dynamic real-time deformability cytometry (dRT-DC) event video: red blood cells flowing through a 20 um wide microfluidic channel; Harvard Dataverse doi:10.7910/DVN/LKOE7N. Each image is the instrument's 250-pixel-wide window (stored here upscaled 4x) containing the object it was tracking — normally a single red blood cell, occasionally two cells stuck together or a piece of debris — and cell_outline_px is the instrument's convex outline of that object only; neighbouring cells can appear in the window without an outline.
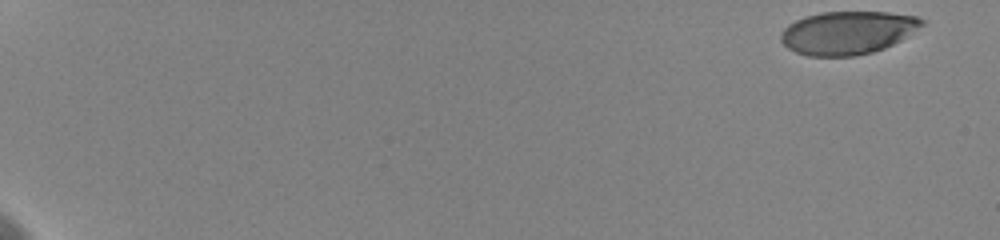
{"species": "human", "species_latin": "Homo sapiens", "temperature_condition": "cold", "stored_images_in_passage": 42, "camera_frame_rate_fps": 3000, "um_per_image_px": 0.085, "donor": {"sex": "female"}, "frame": {"image": 1, "passage_image": 1, "time_ms": 0.0, "image_size_px": [1000, 240], "cell_outline_px": [[924, 24], [900, 40], [884, 48], [872, 52], [852, 56], [808, 56], [796, 52], [788, 48], [780, 40], [780, 32], [788, 24], [804, 16], [820, 12], [888, 12], [916, 16], [924, 20]], "centroid_in_image_um": [72.01, 2.77], "position_along_channel_um": 13.0, "area_um2": 35.37}}
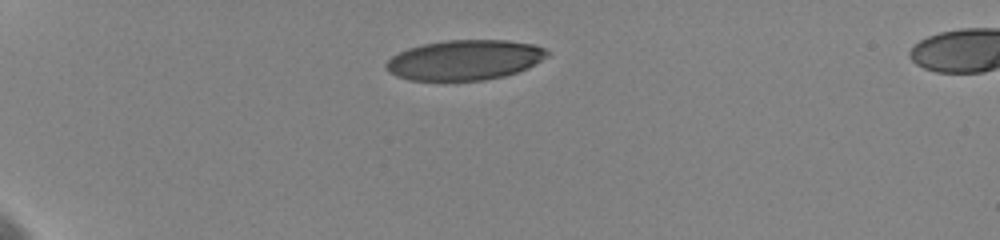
{"frame": {"image": 2, "passage_image": 16, "time_ms": 5.0, "image_size_px": [1000, 240], "cell_outline_px": [[552, 52], [548, 56], [528, 68], [504, 76], [484, 80], [408, 80], [396, 76], [388, 72], [384, 68], [384, 64], [392, 56], [408, 48], [424, 44], [448, 40], [508, 40], [532, 44], [544, 48]], "centroid_in_image_um": [39.49, 5.1], "position_along_channel_um": 45.5, "area_um2": 37.69}}
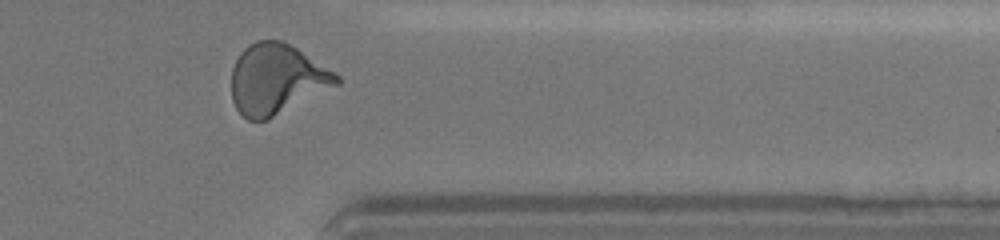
{"frame": {"image": 3, "passage_image": 41, "time_ms": 16.0, "image_size_px": [1000, 240], "cell_outline_px": [[340, 84], [268, 120], [248, 120], [236, 108], [232, 100], [232, 68], [240, 52], [248, 44], [256, 40], [280, 40], [296, 48], [336, 72], [340, 76]], "centroid_in_image_um": [23.52, 6.73], "position_along_channel_um": 387.9, "area_um2": 43.12}, "authors_computed_cell_mechanics": {"area_um2": 39.9109, "velocity_mm_per_s": 3.6067, "shape_relaxation_time_tau1_ms": 4.3799, "shape_relaxation_time_tau2_ms": 0.7834, "deformation_change_tau1": 0.2025, "deformation_change_tau2": 0.076}}